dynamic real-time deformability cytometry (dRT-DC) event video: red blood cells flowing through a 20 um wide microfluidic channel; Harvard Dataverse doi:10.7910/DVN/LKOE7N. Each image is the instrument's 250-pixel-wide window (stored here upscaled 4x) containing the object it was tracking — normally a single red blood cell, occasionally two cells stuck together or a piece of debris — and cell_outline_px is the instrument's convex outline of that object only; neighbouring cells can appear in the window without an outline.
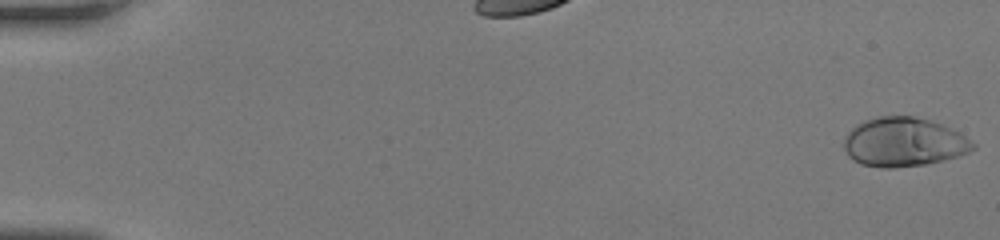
{"species": "human", "species_latin": "Homo sapiens", "temperature_condition": "room temperature", "stored_images_in_passage": 52, "camera_frame_rate_fps": 3000, "um_per_image_px": 0.085, "donor": {"sex": "female"}, "frame": {"image": 1, "passage_image": 1, "time_ms": 0.0, "image_size_px": [1000, 240], "cell_outline_px": [[976, 148], [968, 152], [956, 156], [924, 164], [896, 168], [880, 168], [860, 164], [852, 160], [848, 156], [844, 148], [844, 136], [856, 124], [864, 120], [880, 116], [912, 116], [928, 120], [940, 124], [960, 132], [976, 144]], "centroid_in_image_um": [76.78, 12.08], "position_along_channel_um": 8.2, "area_um2": 36.88}}
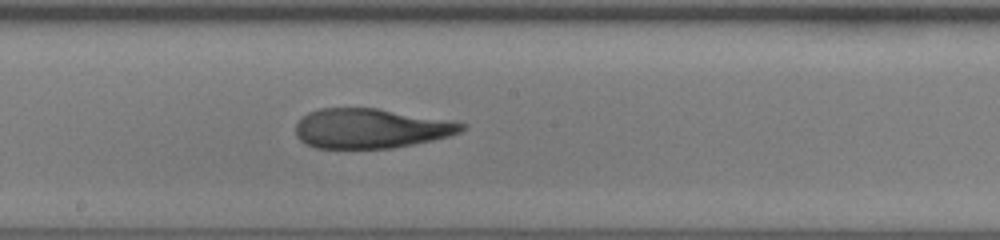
{"frame": {"image": 2, "passage_image": 31, "time_ms": 10.0, "image_size_px": [1000, 240], "cell_outline_px": [[468, 128], [460, 132], [448, 136], [432, 140], [392, 148], [316, 148], [304, 144], [296, 136], [296, 124], [308, 112], [320, 108], [376, 108], [456, 120], [468, 124]], "centroid_in_image_um": [31.57, 10.91], "position_along_channel_um": 216.6, "area_um2": 38.78}}
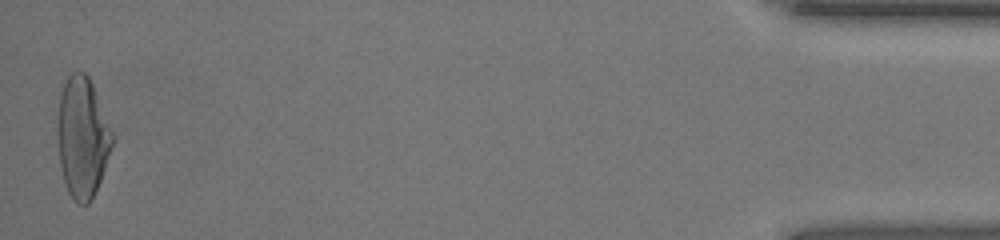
{"frame": {"image": 3, "passage_image": 52, "time_ms": 17.0, "image_size_px": [1000, 240], "cell_outline_px": [[116, 140], [100, 180], [88, 204], [76, 204], [72, 200], [64, 184], [60, 168], [56, 136], [56, 116], [60, 92], [64, 80], [68, 72], [84, 72], [88, 76], [92, 84], [116, 136]], "centroid_in_image_um": [6.98, 11.65], "position_along_channel_um": 428.2, "area_um2": 39.71}, "authors_computed_cell_mechanics": {"area_um2": 38.1191, "velocity_mm_per_s": 4.1902, "shape_relaxation_time_tau1_ms": null, "shape_relaxation_time_tau2_ms": 3.0674, "deformation_change_tau1": null, "deformation_change_tau2": 0.1186}}